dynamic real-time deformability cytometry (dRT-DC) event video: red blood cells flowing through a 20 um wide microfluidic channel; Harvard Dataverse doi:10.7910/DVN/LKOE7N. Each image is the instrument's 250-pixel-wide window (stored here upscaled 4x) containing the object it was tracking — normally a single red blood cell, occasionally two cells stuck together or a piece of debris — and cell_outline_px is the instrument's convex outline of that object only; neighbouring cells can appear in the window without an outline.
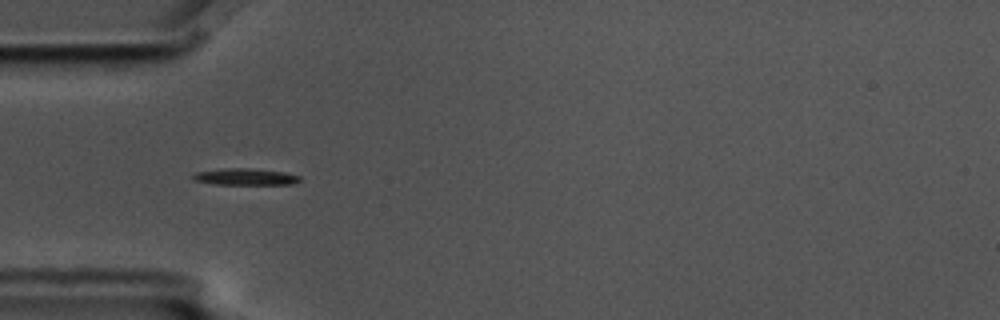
{"species": "common noctule bat (a hibernating species)", "species_latin": "Nyctalus noctula", "temperature_condition": "cold", "stored_images_in_passage": 10, "camera_frame_rate_fps": 3000, "um_per_image_px": 0.085, "animal": {"sex": "male", "body_mass_g": 17.5, "forearm_length_mm": 52.3}, "frame": {"image": 1, "passage_image": 6, "time_ms": 1.667, "image_size_px": [1000, 320], "cell_outline_px": [[300, 180], [292, 184], [212, 184], [192, 180], [192, 176], [196, 172], [224, 168], [248, 168], [284, 172], [300, 176]], "centroid_in_image_um": [20.8, 15.02], "position_along_channel_um": 64.2, "area_um2": 10.29}}